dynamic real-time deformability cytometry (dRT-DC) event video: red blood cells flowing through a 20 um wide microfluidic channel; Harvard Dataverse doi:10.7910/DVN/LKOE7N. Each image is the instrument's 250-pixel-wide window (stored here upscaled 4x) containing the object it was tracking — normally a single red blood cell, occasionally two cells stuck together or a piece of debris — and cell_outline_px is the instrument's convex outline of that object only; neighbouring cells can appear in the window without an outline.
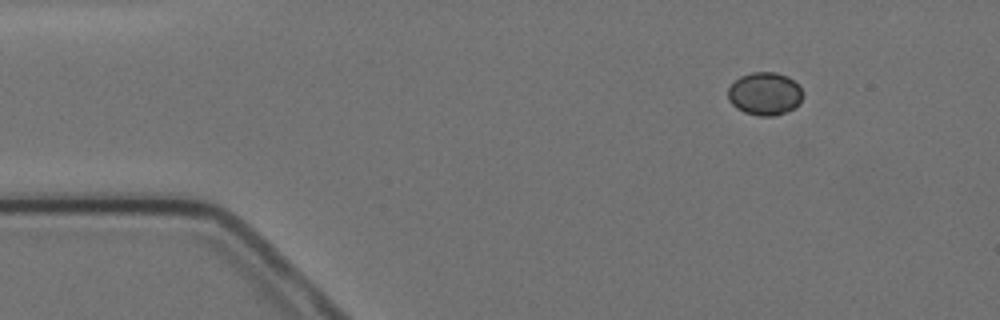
{"species": "Egyptian fruit bat (a non-hibernating species)", "species_latin": "Rousettus aegyptiacus", "temperature_condition": "cold", "stored_images_in_passage": 6, "camera_frame_rate_fps": 3000, "um_per_image_px": 0.085, "animal": {"sex": "female"}, "frame": {"image": 1, "passage_image": 1, "time_ms": 0.0, "image_size_px": [1000, 320], "cell_outline_px": [[804, 96], [800, 104], [784, 112], [772, 116], [760, 116], [744, 112], [736, 108], [728, 100], [728, 88], [740, 76], [752, 72], [776, 72], [788, 76], [804, 92]], "centroid_in_image_um": [65.01, 7.96], "position_along_channel_um": 20.0, "area_um2": 18.73}}
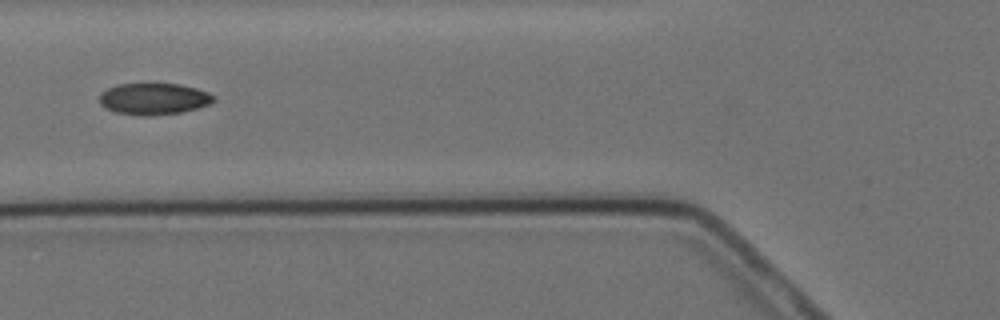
{"frame": {"image": 2, "passage_image": 5, "time_ms": 4.667, "image_size_px": [1000, 320], "cell_outline_px": [[216, 100], [208, 104], [196, 108], [180, 112], [152, 116], [140, 116], [116, 112], [104, 108], [100, 104], [100, 92], [116, 84], [180, 84], [196, 88], [208, 92], [216, 96]], "centroid_in_image_um": [13.05, 8.4], "position_along_channel_um": 112.7, "area_um2": 21.1}}
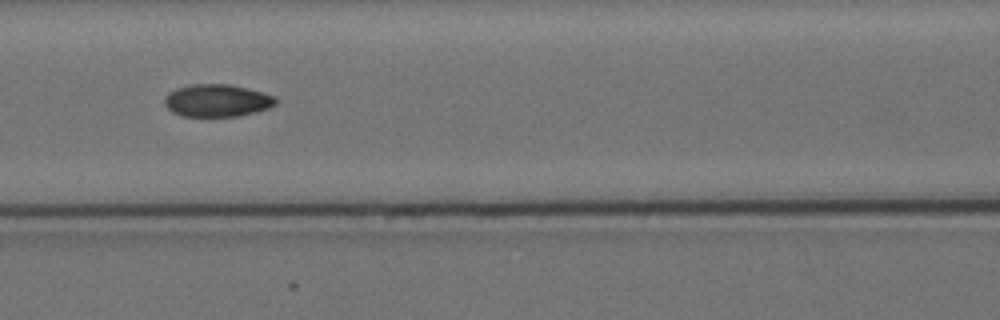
{"frame": {"image": 3, "passage_image": 6, "time_ms": 5.667, "image_size_px": [1000, 320], "cell_outline_px": [[276, 104], [268, 108], [256, 112], [240, 116], [180, 116], [172, 112], [164, 104], [164, 96], [168, 92], [176, 88], [192, 84], [228, 84], [276, 96]], "centroid_in_image_um": [18.41, 8.55], "position_along_channel_um": 148.2, "area_um2": 21.04}}